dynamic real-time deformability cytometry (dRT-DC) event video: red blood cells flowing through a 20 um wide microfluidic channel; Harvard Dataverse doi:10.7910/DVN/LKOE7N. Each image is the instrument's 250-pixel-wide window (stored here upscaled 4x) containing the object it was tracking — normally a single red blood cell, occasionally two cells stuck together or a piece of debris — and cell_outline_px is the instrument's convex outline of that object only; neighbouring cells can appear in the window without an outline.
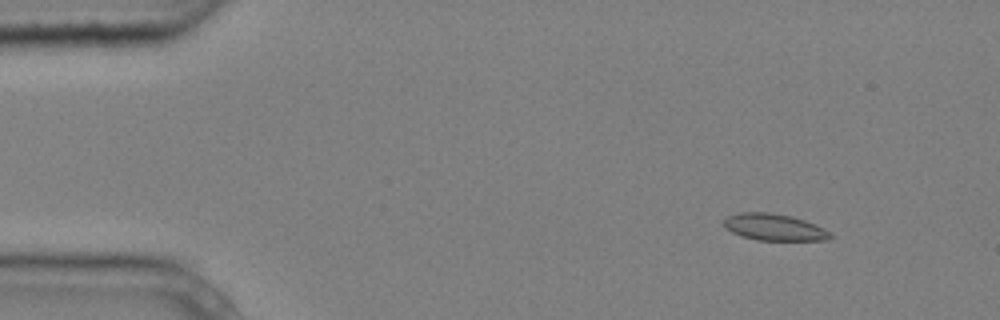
{"species": "common noctule bat (a hibernating species)", "species_latin": "Nyctalus noctula", "temperature_condition": "cold", "stored_images_in_passage": 4, "camera_frame_rate_fps": 3000, "um_per_image_px": 0.085, "animal": {"sex": "male", "body_mass_g": 20.4}, "frame": {"image": 1, "passage_image": 1, "time_ms": 0.0, "image_size_px": [1000, 320], "cell_outline_px": [[836, 236], [828, 240], [756, 240], [732, 232], [724, 228], [724, 220], [728, 216], [740, 212], [768, 212], [792, 216], [816, 224], [824, 228]], "centroid_in_image_um": [65.85, 19.31], "position_along_channel_um": 19.1, "area_um2": 16.65}}